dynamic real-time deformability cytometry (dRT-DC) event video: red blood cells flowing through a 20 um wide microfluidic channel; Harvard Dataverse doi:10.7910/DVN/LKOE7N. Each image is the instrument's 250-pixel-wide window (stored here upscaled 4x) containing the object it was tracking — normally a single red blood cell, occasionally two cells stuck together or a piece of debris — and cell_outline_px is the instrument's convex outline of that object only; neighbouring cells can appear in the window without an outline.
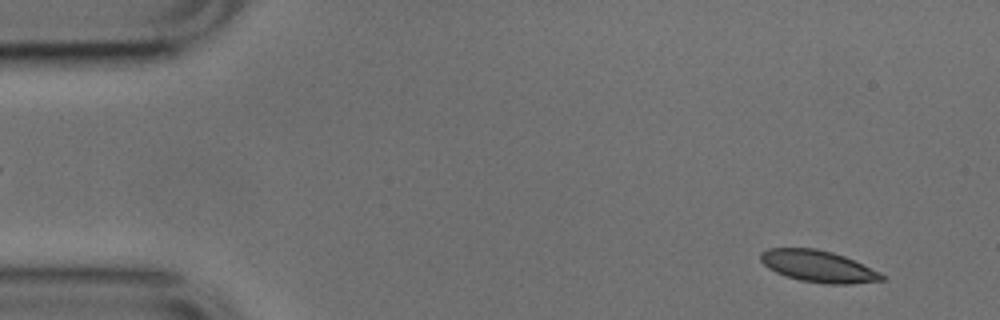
{"species": "common noctule bat (a hibernating species)", "species_latin": "Nyctalus noctula", "temperature_condition": "cold", "stored_images_in_passage": 51, "camera_frame_rate_fps": 3000, "um_per_image_px": 0.085, "animal": {"sex": "male", "body_mass_g": 17.9, "forearm_length_mm": 54.2}, "frame": {"image": 1, "passage_image": 3, "time_ms": 0.667, "image_size_px": [1000, 320], "cell_outline_px": [[884, 280], [848, 284], [828, 284], [800, 280], [776, 272], [768, 268], [760, 260], [760, 252], [768, 248], [816, 248], [832, 252], [844, 256], [880, 272], [884, 276]], "centroid_in_image_um": [69.53, 22.62], "position_along_channel_um": 15.5, "area_um2": 22.2}}
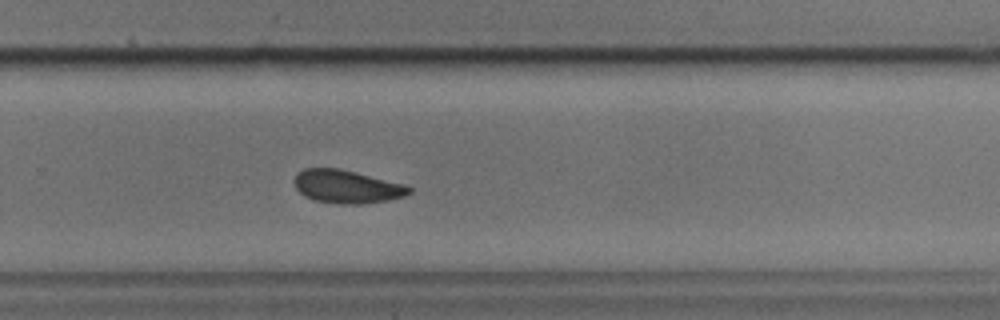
{"frame": {"image": 2, "passage_image": 33, "time_ms": 10.667, "image_size_px": [1000, 320], "cell_outline_px": [[412, 192], [404, 196], [388, 200], [360, 204], [340, 204], [312, 200], [304, 196], [296, 188], [292, 180], [304, 168], [340, 168], [404, 184], [412, 188]], "centroid_in_image_um": [29.46, 15.86], "position_along_channel_um": 300.3, "area_um2": 22.25}}
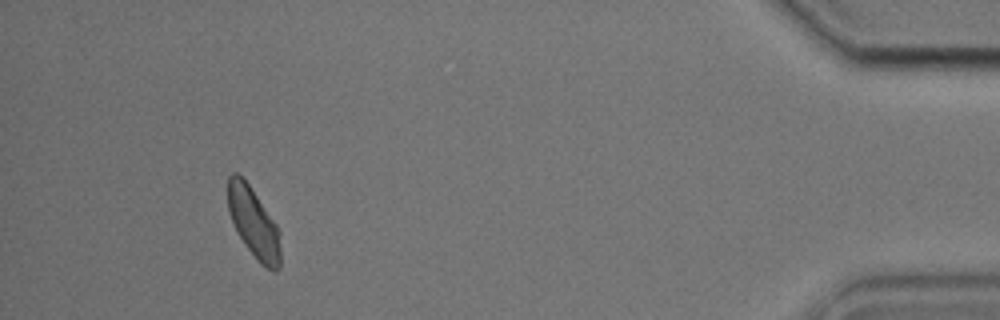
{"frame": {"image": 3, "passage_image": 47, "time_ms": 15.333, "image_size_px": [1000, 320], "cell_outline_px": [[280, 268], [276, 272], [260, 264], [244, 244], [228, 212], [228, 176], [232, 172], [236, 172], [248, 184], [276, 224], [280, 232]], "centroid_in_image_um": [21.57, 18.96], "position_along_channel_um": 413.6, "area_um2": 21.21}, "authors_computed_cell_mechanics": {"area_um2": 22.3108, "velocity_mm_per_s": 3.8193, "shape_relaxation_time_tau1_ms": 3.4567, "shape_relaxation_time_tau2_ms": 3.083, "deformation_change_tau1": 0.1011, "deformation_change_tau2": 0.0714}}